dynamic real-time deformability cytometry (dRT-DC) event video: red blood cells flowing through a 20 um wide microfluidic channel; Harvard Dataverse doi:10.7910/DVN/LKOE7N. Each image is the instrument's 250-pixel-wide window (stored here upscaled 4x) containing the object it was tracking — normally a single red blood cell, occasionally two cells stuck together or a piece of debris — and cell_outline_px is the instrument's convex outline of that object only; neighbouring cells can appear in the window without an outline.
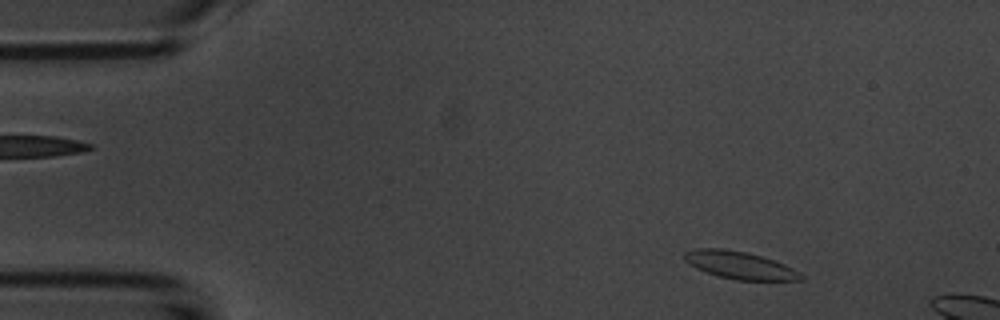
{"species": "common noctule bat (a hibernating species)", "species_latin": "Nyctalus noctula", "temperature_condition": "room temperature", "stored_images_in_passage": 10, "camera_frame_rate_fps": 3000, "um_per_image_px": 0.085, "animal": {"sex": "male", "body_mass_g": 20.1, "forearm_length_mm": 53.5}, "frame": {"image": 1, "passage_image": 4, "time_ms": 1.0, "image_size_px": [1000, 320], "cell_outline_px": [[804, 280], [736, 280], [720, 276], [696, 268], [684, 260], [684, 252], [696, 248], [724, 248], [748, 252], [784, 264], [800, 272], [804, 276]], "centroid_in_image_um": [62.88, 22.53], "position_along_channel_um": 22.1, "area_um2": 18.55}}